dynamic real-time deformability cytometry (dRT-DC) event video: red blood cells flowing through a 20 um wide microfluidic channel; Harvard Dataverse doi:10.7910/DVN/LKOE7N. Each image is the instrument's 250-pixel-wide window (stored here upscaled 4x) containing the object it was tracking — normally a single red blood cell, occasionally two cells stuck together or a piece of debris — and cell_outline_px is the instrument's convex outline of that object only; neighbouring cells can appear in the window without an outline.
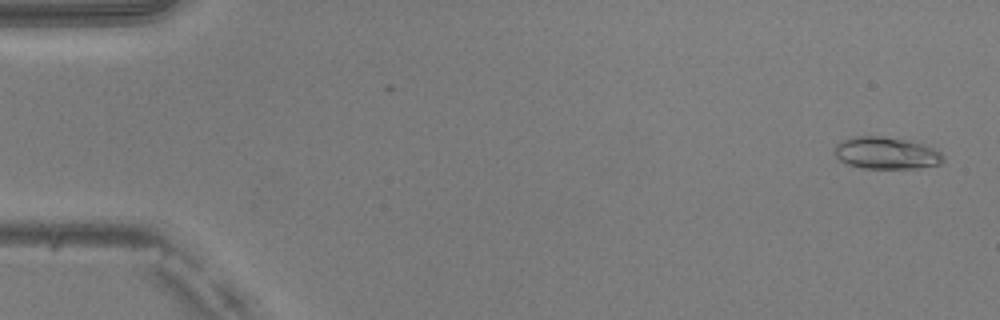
{"species": "common noctule bat (a hibernating species)", "species_latin": "Nyctalus noctula", "temperature_condition": "warm", "stored_images_in_passage": 50, "camera_frame_rate_fps": 3000, "um_per_image_px": 0.085, "animal": {"sex": "male", "body_mass_g": 20.5, "forearm_length_mm": 52.5}, "frame": {"image": 1, "passage_image": 2, "time_ms": 0.333, "image_size_px": [1000, 320], "cell_outline_px": [[944, 160], [940, 164], [916, 168], [864, 168], [844, 164], [836, 156], [836, 144], [844, 140], [856, 136], [884, 136], [908, 140], [932, 148], [940, 152], [944, 156]], "centroid_in_image_um": [75.33, 13.01], "position_along_channel_um": 9.7, "area_um2": 20.11}}
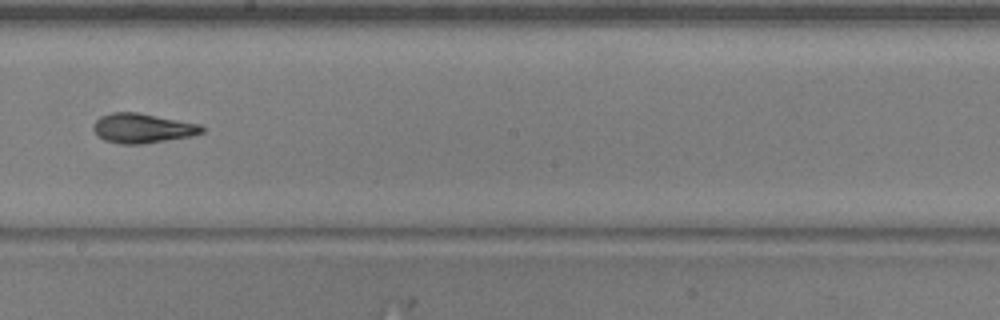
{"frame": {"image": 2, "passage_image": 29, "time_ms": 9.333, "image_size_px": [1000, 320], "cell_outline_px": [[204, 132], [192, 136], [144, 144], [120, 144], [104, 140], [96, 136], [92, 128], [92, 124], [100, 116], [112, 112], [136, 112], [200, 124], [204, 128]], "centroid_in_image_um": [12.07, 10.91], "position_along_channel_um": 236.1, "area_um2": 18.9}}
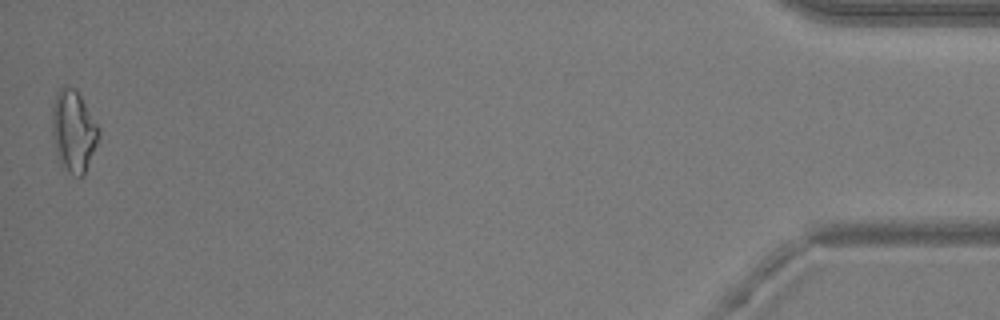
{"frame": {"image": 3, "passage_image": 50, "time_ms": 16.333, "image_size_px": [1000, 320], "cell_outline_px": [[100, 136], [84, 176], [76, 176], [68, 172], [60, 164], [56, 156], [52, 136], [52, 104], [56, 92], [64, 84], [76, 88], [100, 128]], "centroid_in_image_um": [6.24, 11.12], "position_along_channel_um": 429.0, "area_um2": 22.72}, "authors_computed_cell_mechanics": {"area_um2": 18.6116, "velocity_mm_per_s": 4.0466, "shape_relaxation_time_tau1_ms": 4.54, "shape_relaxation_time_tau2_ms": 2.6565, "deformation_change_tau1": 0.1684, "deformation_change_tau2": 0.0989}}